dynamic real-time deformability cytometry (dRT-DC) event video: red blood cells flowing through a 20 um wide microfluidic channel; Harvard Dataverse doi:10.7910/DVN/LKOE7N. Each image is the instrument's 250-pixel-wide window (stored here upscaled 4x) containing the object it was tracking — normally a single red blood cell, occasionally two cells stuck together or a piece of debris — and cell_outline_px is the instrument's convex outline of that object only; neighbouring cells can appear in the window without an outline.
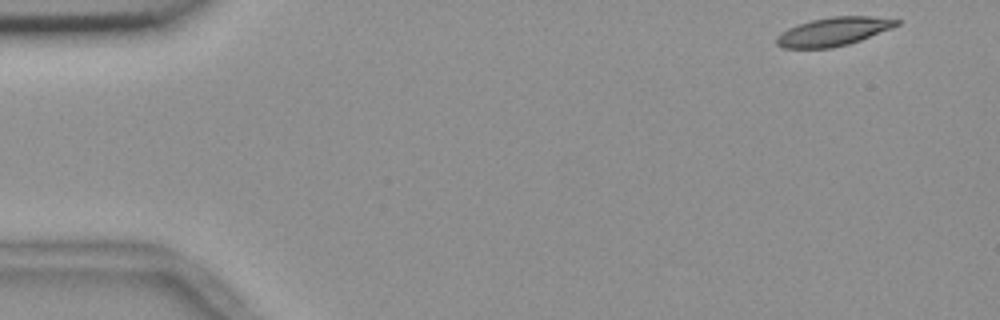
{"species": "common noctule bat (a hibernating species)", "species_latin": "Nyctalus noctula", "temperature_condition": "room temperature", "stored_images_in_passage": 11, "camera_frame_rate_fps": 3000, "um_per_image_px": 0.085, "animal": {"sex": "female", "body_mass_g": 18.4}, "frame": {"image": 1, "passage_image": 1, "time_ms": 0.0, "image_size_px": [1000, 320], "cell_outline_px": [[900, 24], [892, 28], [860, 40], [848, 44], [832, 48], [784, 48], [776, 44], [776, 36], [780, 32], [788, 28], [812, 20], [832, 16], [868, 16], [900, 20]], "centroid_in_image_um": [70.82, 2.69], "position_along_channel_um": 14.2, "area_um2": 19.83}}